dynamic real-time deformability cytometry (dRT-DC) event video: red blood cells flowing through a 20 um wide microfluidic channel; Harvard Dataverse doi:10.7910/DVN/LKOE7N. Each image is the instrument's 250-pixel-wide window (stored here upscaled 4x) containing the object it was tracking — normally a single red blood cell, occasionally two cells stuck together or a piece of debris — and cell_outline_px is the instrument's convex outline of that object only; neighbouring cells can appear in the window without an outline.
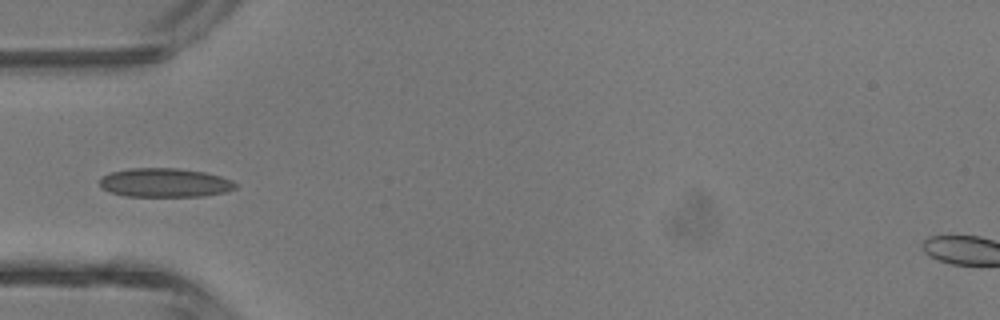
{"species": "common noctule bat (a hibernating species)", "species_latin": "Nyctalus noctula", "temperature_condition": "room temperature", "stored_images_in_passage": 7, "camera_frame_rate_fps": 3000, "um_per_image_px": 0.085, "animal": {"sex": "male", "body_mass_g": 13.3}, "frame": {"image": 1, "passage_image": 6, "time_ms": 5.667, "image_size_px": [1000, 320], "cell_outline_px": [[236, 188], [228, 192], [204, 196], [124, 196], [108, 192], [100, 188], [100, 180], [104, 176], [112, 172], [132, 168], [176, 168], [204, 172], [220, 176], [232, 180], [236, 184]], "centroid_in_image_um": [14.02, 15.54], "position_along_channel_um": 71.0, "area_um2": 22.95}}
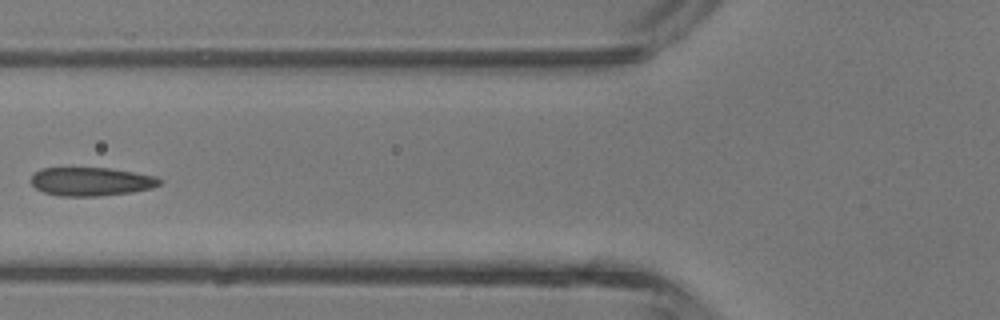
{"frame": {"image": 2, "passage_image": 7, "time_ms": 6.667, "image_size_px": [1000, 320], "cell_outline_px": [[164, 180], [160, 184], [152, 188], [132, 192], [100, 196], [60, 196], [44, 192], [36, 188], [32, 184], [32, 176], [40, 168], [112, 168], [156, 176]], "centroid_in_image_um": [7.79, 15.43], "position_along_channel_um": 118.0, "area_um2": 21.44}}